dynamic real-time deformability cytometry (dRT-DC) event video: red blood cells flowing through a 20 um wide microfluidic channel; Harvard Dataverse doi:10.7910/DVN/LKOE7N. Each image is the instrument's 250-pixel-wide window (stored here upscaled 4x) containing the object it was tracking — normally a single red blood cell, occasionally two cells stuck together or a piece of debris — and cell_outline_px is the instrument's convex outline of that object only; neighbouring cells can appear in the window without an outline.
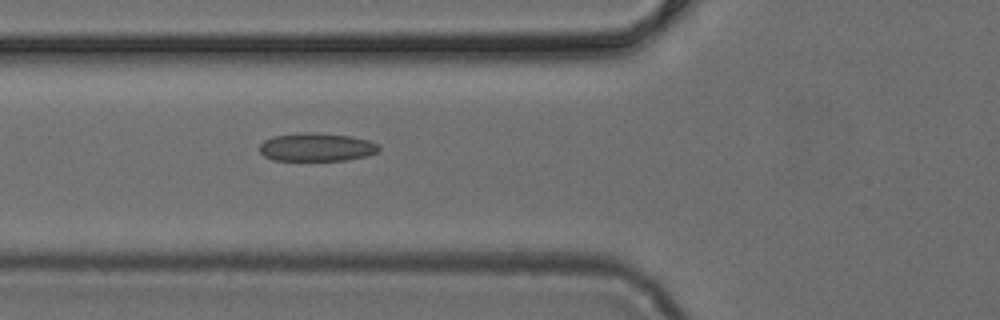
{"species": "common noctule bat (a hibernating species)", "species_latin": "Nyctalus noctula", "temperature_condition": "cold", "stored_images_in_passage": 5, "camera_frame_rate_fps": 3000, "um_per_image_px": 0.085, "animal": {"sex": "female", "body_mass_g": 24.6, "forearm_length_mm": 56.2}, "frame": {"image": 1, "passage_image": 5, "time_ms": 1.333, "image_size_px": [1000, 320], "cell_outline_px": [[380, 148], [376, 152], [368, 156], [348, 160], [272, 160], [264, 156], [260, 152], [260, 144], [264, 140], [272, 136], [296, 132], [316, 132], [352, 136], [368, 140], [376, 144]], "centroid_in_image_um": [26.88, 12.49], "position_along_channel_um": 98.9, "area_um2": 19.88}}